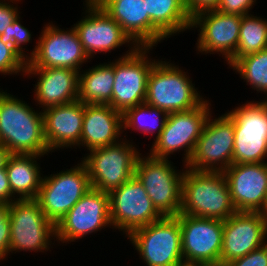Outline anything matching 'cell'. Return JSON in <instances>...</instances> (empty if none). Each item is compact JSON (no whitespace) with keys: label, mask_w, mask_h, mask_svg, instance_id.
Instances as JSON below:
<instances>
[{"label":"cell","mask_w":267,"mask_h":266,"mask_svg":"<svg viewBox=\"0 0 267 266\" xmlns=\"http://www.w3.org/2000/svg\"><path fill=\"white\" fill-rule=\"evenodd\" d=\"M0 144L12 154L48 155L42 109L0 88Z\"/></svg>","instance_id":"1"},{"label":"cell","mask_w":267,"mask_h":266,"mask_svg":"<svg viewBox=\"0 0 267 266\" xmlns=\"http://www.w3.org/2000/svg\"><path fill=\"white\" fill-rule=\"evenodd\" d=\"M236 212L223 172L195 171L185 166L181 214L226 220Z\"/></svg>","instance_id":"2"},{"label":"cell","mask_w":267,"mask_h":266,"mask_svg":"<svg viewBox=\"0 0 267 266\" xmlns=\"http://www.w3.org/2000/svg\"><path fill=\"white\" fill-rule=\"evenodd\" d=\"M186 73L175 63L158 60L148 76L145 103L168 114L198 107L204 96Z\"/></svg>","instance_id":"3"},{"label":"cell","mask_w":267,"mask_h":266,"mask_svg":"<svg viewBox=\"0 0 267 266\" xmlns=\"http://www.w3.org/2000/svg\"><path fill=\"white\" fill-rule=\"evenodd\" d=\"M133 142L121 138L119 142L91 149L81 162L88 171L91 188L110 193L126 183L135 173L141 154Z\"/></svg>","instance_id":"4"},{"label":"cell","mask_w":267,"mask_h":266,"mask_svg":"<svg viewBox=\"0 0 267 266\" xmlns=\"http://www.w3.org/2000/svg\"><path fill=\"white\" fill-rule=\"evenodd\" d=\"M175 168L171 160L154 158L149 154L147 157L140 154L136 161L134 175L163 216L180 214L185 166L182 171Z\"/></svg>","instance_id":"5"},{"label":"cell","mask_w":267,"mask_h":266,"mask_svg":"<svg viewBox=\"0 0 267 266\" xmlns=\"http://www.w3.org/2000/svg\"><path fill=\"white\" fill-rule=\"evenodd\" d=\"M129 49L114 61L115 81L110 106L122 114L129 108L145 103L148 76L158 61L148 58L153 47L129 46Z\"/></svg>","instance_id":"6"},{"label":"cell","mask_w":267,"mask_h":266,"mask_svg":"<svg viewBox=\"0 0 267 266\" xmlns=\"http://www.w3.org/2000/svg\"><path fill=\"white\" fill-rule=\"evenodd\" d=\"M234 122L233 164L267 162V99L226 112Z\"/></svg>","instance_id":"7"},{"label":"cell","mask_w":267,"mask_h":266,"mask_svg":"<svg viewBox=\"0 0 267 266\" xmlns=\"http://www.w3.org/2000/svg\"><path fill=\"white\" fill-rule=\"evenodd\" d=\"M211 102L204 100L198 107L168 114L164 129L154 140L148 153L151 157L169 159L174 152L184 150L183 166L190 160L197 140L211 113ZM170 155V156H169Z\"/></svg>","instance_id":"8"},{"label":"cell","mask_w":267,"mask_h":266,"mask_svg":"<svg viewBox=\"0 0 267 266\" xmlns=\"http://www.w3.org/2000/svg\"><path fill=\"white\" fill-rule=\"evenodd\" d=\"M10 254L47 252L56 239V227L47 219L36 199L14 200L9 204Z\"/></svg>","instance_id":"9"},{"label":"cell","mask_w":267,"mask_h":266,"mask_svg":"<svg viewBox=\"0 0 267 266\" xmlns=\"http://www.w3.org/2000/svg\"><path fill=\"white\" fill-rule=\"evenodd\" d=\"M127 239H130L147 266H175L183 260L181 228L177 216H163L136 229Z\"/></svg>","instance_id":"10"},{"label":"cell","mask_w":267,"mask_h":266,"mask_svg":"<svg viewBox=\"0 0 267 266\" xmlns=\"http://www.w3.org/2000/svg\"><path fill=\"white\" fill-rule=\"evenodd\" d=\"M90 189L88 171L80 162L57 174L44 175L36 200L47 219L56 226Z\"/></svg>","instance_id":"11"},{"label":"cell","mask_w":267,"mask_h":266,"mask_svg":"<svg viewBox=\"0 0 267 266\" xmlns=\"http://www.w3.org/2000/svg\"><path fill=\"white\" fill-rule=\"evenodd\" d=\"M39 36L26 68L59 67L80 72L82 64L90 60L74 27L62 30L49 22Z\"/></svg>","instance_id":"12"},{"label":"cell","mask_w":267,"mask_h":266,"mask_svg":"<svg viewBox=\"0 0 267 266\" xmlns=\"http://www.w3.org/2000/svg\"><path fill=\"white\" fill-rule=\"evenodd\" d=\"M234 122L225 112L210 114L186 167L195 171L223 172L233 164Z\"/></svg>","instance_id":"13"},{"label":"cell","mask_w":267,"mask_h":266,"mask_svg":"<svg viewBox=\"0 0 267 266\" xmlns=\"http://www.w3.org/2000/svg\"><path fill=\"white\" fill-rule=\"evenodd\" d=\"M109 206L113 230L122 231L125 237L163 217L135 175L109 193Z\"/></svg>","instance_id":"14"},{"label":"cell","mask_w":267,"mask_h":266,"mask_svg":"<svg viewBox=\"0 0 267 266\" xmlns=\"http://www.w3.org/2000/svg\"><path fill=\"white\" fill-rule=\"evenodd\" d=\"M107 226H112L109 193L91 188L55 226L56 241L69 244Z\"/></svg>","instance_id":"15"},{"label":"cell","mask_w":267,"mask_h":266,"mask_svg":"<svg viewBox=\"0 0 267 266\" xmlns=\"http://www.w3.org/2000/svg\"><path fill=\"white\" fill-rule=\"evenodd\" d=\"M183 260L220 265L224 220L177 215Z\"/></svg>","instance_id":"16"},{"label":"cell","mask_w":267,"mask_h":266,"mask_svg":"<svg viewBox=\"0 0 267 266\" xmlns=\"http://www.w3.org/2000/svg\"><path fill=\"white\" fill-rule=\"evenodd\" d=\"M85 2V3H84ZM85 16L73 25L85 53L93 58L96 53H107L124 44L138 47L121 26L92 0H85Z\"/></svg>","instance_id":"17"},{"label":"cell","mask_w":267,"mask_h":266,"mask_svg":"<svg viewBox=\"0 0 267 266\" xmlns=\"http://www.w3.org/2000/svg\"><path fill=\"white\" fill-rule=\"evenodd\" d=\"M241 15L224 14L217 9L206 10L192 17L191 28H200L196 48L199 54H220L227 62L239 42Z\"/></svg>","instance_id":"18"},{"label":"cell","mask_w":267,"mask_h":266,"mask_svg":"<svg viewBox=\"0 0 267 266\" xmlns=\"http://www.w3.org/2000/svg\"><path fill=\"white\" fill-rule=\"evenodd\" d=\"M267 243V223L260 212L237 211L223 222L220 266Z\"/></svg>","instance_id":"19"},{"label":"cell","mask_w":267,"mask_h":266,"mask_svg":"<svg viewBox=\"0 0 267 266\" xmlns=\"http://www.w3.org/2000/svg\"><path fill=\"white\" fill-rule=\"evenodd\" d=\"M223 174L236 211L263 209L267 199V162L232 164Z\"/></svg>","instance_id":"20"},{"label":"cell","mask_w":267,"mask_h":266,"mask_svg":"<svg viewBox=\"0 0 267 266\" xmlns=\"http://www.w3.org/2000/svg\"><path fill=\"white\" fill-rule=\"evenodd\" d=\"M84 110L85 104L76 100L42 111L44 136L51 153L60 148L80 147Z\"/></svg>","instance_id":"21"},{"label":"cell","mask_w":267,"mask_h":266,"mask_svg":"<svg viewBox=\"0 0 267 266\" xmlns=\"http://www.w3.org/2000/svg\"><path fill=\"white\" fill-rule=\"evenodd\" d=\"M27 75L29 78L38 76V82L34 85V100L43 110L78 100L79 72L76 70L59 67L26 68Z\"/></svg>","instance_id":"22"},{"label":"cell","mask_w":267,"mask_h":266,"mask_svg":"<svg viewBox=\"0 0 267 266\" xmlns=\"http://www.w3.org/2000/svg\"><path fill=\"white\" fill-rule=\"evenodd\" d=\"M123 133L122 113L108 104H85L80 147L87 150L119 142Z\"/></svg>","instance_id":"23"},{"label":"cell","mask_w":267,"mask_h":266,"mask_svg":"<svg viewBox=\"0 0 267 266\" xmlns=\"http://www.w3.org/2000/svg\"><path fill=\"white\" fill-rule=\"evenodd\" d=\"M138 47H151V20L143 0H92Z\"/></svg>","instance_id":"24"},{"label":"cell","mask_w":267,"mask_h":266,"mask_svg":"<svg viewBox=\"0 0 267 266\" xmlns=\"http://www.w3.org/2000/svg\"><path fill=\"white\" fill-rule=\"evenodd\" d=\"M143 4L151 20V47L191 29L192 18L184 0H143Z\"/></svg>","instance_id":"25"},{"label":"cell","mask_w":267,"mask_h":266,"mask_svg":"<svg viewBox=\"0 0 267 266\" xmlns=\"http://www.w3.org/2000/svg\"><path fill=\"white\" fill-rule=\"evenodd\" d=\"M41 157L44 156L12 154L8 159L6 171L12 195L17 200L36 199L43 178L40 163H37Z\"/></svg>","instance_id":"26"},{"label":"cell","mask_w":267,"mask_h":266,"mask_svg":"<svg viewBox=\"0 0 267 266\" xmlns=\"http://www.w3.org/2000/svg\"><path fill=\"white\" fill-rule=\"evenodd\" d=\"M114 61L79 72L78 100L84 104H111Z\"/></svg>","instance_id":"27"},{"label":"cell","mask_w":267,"mask_h":266,"mask_svg":"<svg viewBox=\"0 0 267 266\" xmlns=\"http://www.w3.org/2000/svg\"><path fill=\"white\" fill-rule=\"evenodd\" d=\"M267 49V19L242 16L239 42L234 55L226 62L229 68L240 58Z\"/></svg>","instance_id":"28"},{"label":"cell","mask_w":267,"mask_h":266,"mask_svg":"<svg viewBox=\"0 0 267 266\" xmlns=\"http://www.w3.org/2000/svg\"><path fill=\"white\" fill-rule=\"evenodd\" d=\"M167 118L168 113L142 103L127 109L122 114L123 132L131 128L132 131L137 130V132L140 131L144 135L151 134L152 137L157 132L156 139L164 129Z\"/></svg>","instance_id":"29"},{"label":"cell","mask_w":267,"mask_h":266,"mask_svg":"<svg viewBox=\"0 0 267 266\" xmlns=\"http://www.w3.org/2000/svg\"><path fill=\"white\" fill-rule=\"evenodd\" d=\"M231 69L257 93H265L264 100L267 99V49L238 59Z\"/></svg>","instance_id":"30"},{"label":"cell","mask_w":267,"mask_h":266,"mask_svg":"<svg viewBox=\"0 0 267 266\" xmlns=\"http://www.w3.org/2000/svg\"><path fill=\"white\" fill-rule=\"evenodd\" d=\"M20 18V15L16 17L12 24H10V26H8L7 29L0 35V40L4 44L14 45V48L19 52V54L28 60L29 53H26L24 46L32 40V33H30L28 28L21 24Z\"/></svg>","instance_id":"31"},{"label":"cell","mask_w":267,"mask_h":266,"mask_svg":"<svg viewBox=\"0 0 267 266\" xmlns=\"http://www.w3.org/2000/svg\"><path fill=\"white\" fill-rule=\"evenodd\" d=\"M27 60L19 54L14 45L4 44L0 40V73L1 75H25Z\"/></svg>","instance_id":"32"},{"label":"cell","mask_w":267,"mask_h":266,"mask_svg":"<svg viewBox=\"0 0 267 266\" xmlns=\"http://www.w3.org/2000/svg\"><path fill=\"white\" fill-rule=\"evenodd\" d=\"M9 204L0 203V261L10 255Z\"/></svg>","instance_id":"33"},{"label":"cell","mask_w":267,"mask_h":266,"mask_svg":"<svg viewBox=\"0 0 267 266\" xmlns=\"http://www.w3.org/2000/svg\"><path fill=\"white\" fill-rule=\"evenodd\" d=\"M225 266H267V243L241 258L228 262Z\"/></svg>","instance_id":"34"},{"label":"cell","mask_w":267,"mask_h":266,"mask_svg":"<svg viewBox=\"0 0 267 266\" xmlns=\"http://www.w3.org/2000/svg\"><path fill=\"white\" fill-rule=\"evenodd\" d=\"M257 0H221L217 10L224 14L245 16L251 14V8Z\"/></svg>","instance_id":"35"},{"label":"cell","mask_w":267,"mask_h":266,"mask_svg":"<svg viewBox=\"0 0 267 266\" xmlns=\"http://www.w3.org/2000/svg\"><path fill=\"white\" fill-rule=\"evenodd\" d=\"M19 1L21 0H0V35L7 29L8 26H10V24H12V22L20 14V11L18 10L17 6L13 4L11 5L10 2L17 4Z\"/></svg>","instance_id":"36"},{"label":"cell","mask_w":267,"mask_h":266,"mask_svg":"<svg viewBox=\"0 0 267 266\" xmlns=\"http://www.w3.org/2000/svg\"><path fill=\"white\" fill-rule=\"evenodd\" d=\"M189 15L194 17L197 13L217 9L221 0H184Z\"/></svg>","instance_id":"37"},{"label":"cell","mask_w":267,"mask_h":266,"mask_svg":"<svg viewBox=\"0 0 267 266\" xmlns=\"http://www.w3.org/2000/svg\"><path fill=\"white\" fill-rule=\"evenodd\" d=\"M14 198L8 180L6 168L0 170V203L10 204Z\"/></svg>","instance_id":"38"},{"label":"cell","mask_w":267,"mask_h":266,"mask_svg":"<svg viewBox=\"0 0 267 266\" xmlns=\"http://www.w3.org/2000/svg\"><path fill=\"white\" fill-rule=\"evenodd\" d=\"M12 153L0 144V170L6 168L8 159Z\"/></svg>","instance_id":"39"},{"label":"cell","mask_w":267,"mask_h":266,"mask_svg":"<svg viewBox=\"0 0 267 266\" xmlns=\"http://www.w3.org/2000/svg\"><path fill=\"white\" fill-rule=\"evenodd\" d=\"M175 266H209V265H207L206 263H203V262L181 260Z\"/></svg>","instance_id":"40"},{"label":"cell","mask_w":267,"mask_h":266,"mask_svg":"<svg viewBox=\"0 0 267 266\" xmlns=\"http://www.w3.org/2000/svg\"><path fill=\"white\" fill-rule=\"evenodd\" d=\"M260 213L263 216V219L267 223V199H266L265 205H264L263 209L260 211Z\"/></svg>","instance_id":"41"}]
</instances>
